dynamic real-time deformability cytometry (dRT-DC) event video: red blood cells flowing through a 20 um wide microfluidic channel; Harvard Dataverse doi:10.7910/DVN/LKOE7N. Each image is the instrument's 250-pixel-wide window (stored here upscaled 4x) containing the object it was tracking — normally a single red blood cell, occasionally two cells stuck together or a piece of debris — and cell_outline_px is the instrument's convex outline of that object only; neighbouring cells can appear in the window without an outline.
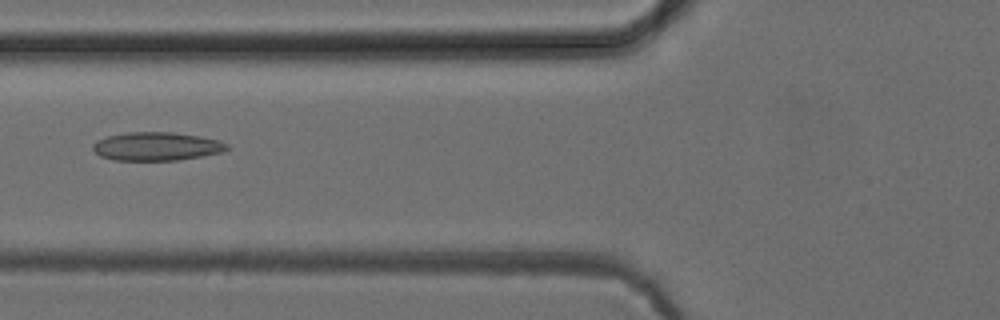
{"species": "common noctule bat (a hibernating species)", "species_latin": "Nyctalus noctula", "temperature_condition": "cold", "stored_images_in_passage": 36, "camera_frame_rate_fps": 3000, "um_per_image_px": 0.085, "animal": {"sex": "female", "body_mass_g": 24.6, "forearm_length_mm": 56.2}, "frame": {"image": 1, "passage_image": 4, "time_ms": 1.0, "image_size_px": [1000, 320], "cell_outline_px": [[232, 148], [224, 152], [180, 160], [112, 160], [100, 156], [92, 148], [92, 144], [96, 140], [108, 136], [128, 132], [172, 132], [200, 136], [216, 140], [228, 144]], "centroid_in_image_um": [13.33, 12.44], "position_along_channel_um": 112.5, "area_um2": 22.37}}
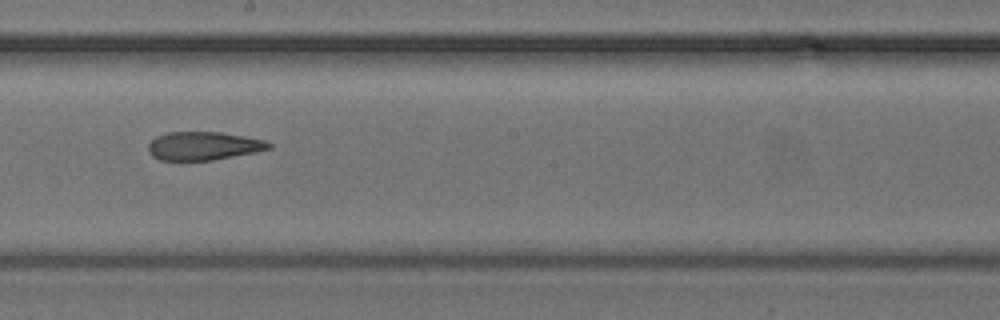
{"frame": {"image": 2, "passage_image": 13, "time_ms": 4.0, "image_size_px": [1000, 320], "cell_outline_px": [[272, 148], [256, 152], [212, 160], [160, 160], [152, 156], [148, 152], [148, 144], [156, 136], [168, 132], [220, 132], [244, 136], [264, 140], [272, 144]], "centroid_in_image_um": [17.29, 12.4], "position_along_channel_um": 230.9, "area_um2": 19.94}}
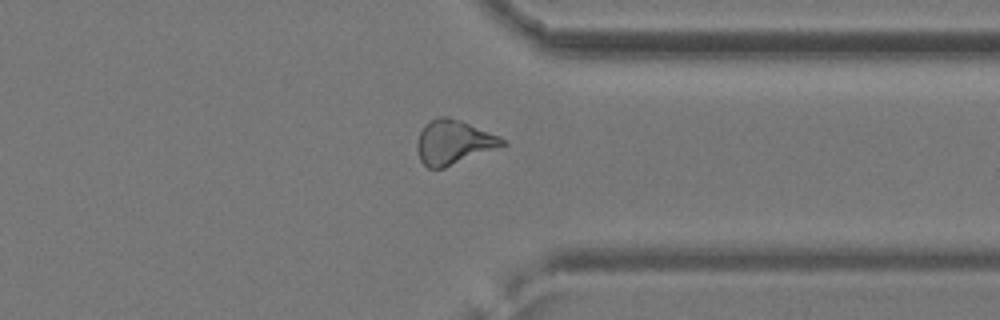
{"frame": {"image": 3, "passage_image": 24, "time_ms": 7.667, "image_size_px": [1000, 320], "cell_outline_px": [[508, 144], [504, 148], [444, 168], [428, 168], [420, 160], [416, 148], [416, 144], [420, 132], [424, 124], [428, 120], [440, 116], [448, 116], [460, 120], [500, 136]], "centroid_in_image_um": [38.6, 12.1], "position_along_channel_um": 372.8, "area_um2": 22.6}, "authors_computed_cell_mechanics": {"area_um2": 21.4149, "velocity_mm_per_s": 3.9373, "shape_relaxation_time_tau1_ms": null, "shape_relaxation_time_tau2_ms": 3.9779, "deformation_change_tau1": null, "deformation_change_tau2": 0.121}}